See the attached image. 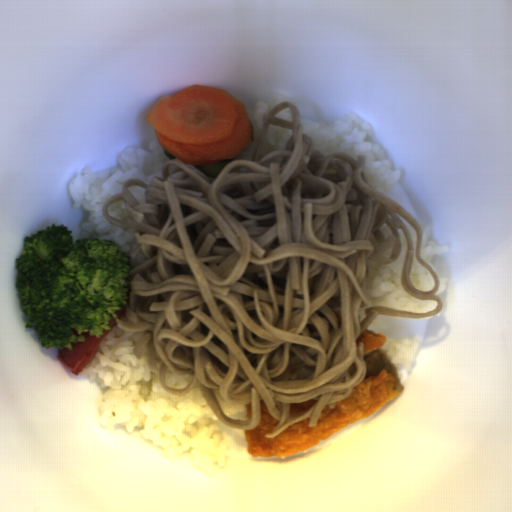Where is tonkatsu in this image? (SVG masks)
<instances>
[{
	"instance_id": "1",
	"label": "tonkatsu",
	"mask_w": 512,
	"mask_h": 512,
	"mask_svg": "<svg viewBox=\"0 0 512 512\" xmlns=\"http://www.w3.org/2000/svg\"><path fill=\"white\" fill-rule=\"evenodd\" d=\"M387 341L385 334L367 327L358 336L356 346L364 342L365 377L351 394L336 402L334 408L329 404L325 406L316 427H308L309 417L289 426L274 438L264 437L272 433L280 421L271 416L260 396V422L244 433L249 456L293 457L336 435L350 424L369 418L399 397L404 388L394 362L384 353Z\"/></svg>"
},
{
	"instance_id": "2",
	"label": "tonkatsu",
	"mask_w": 512,
	"mask_h": 512,
	"mask_svg": "<svg viewBox=\"0 0 512 512\" xmlns=\"http://www.w3.org/2000/svg\"><path fill=\"white\" fill-rule=\"evenodd\" d=\"M317 402L318 401H316L315 399H310V400L290 404V407H289L290 414L306 412L309 409L313 408Z\"/></svg>"
}]
</instances>
